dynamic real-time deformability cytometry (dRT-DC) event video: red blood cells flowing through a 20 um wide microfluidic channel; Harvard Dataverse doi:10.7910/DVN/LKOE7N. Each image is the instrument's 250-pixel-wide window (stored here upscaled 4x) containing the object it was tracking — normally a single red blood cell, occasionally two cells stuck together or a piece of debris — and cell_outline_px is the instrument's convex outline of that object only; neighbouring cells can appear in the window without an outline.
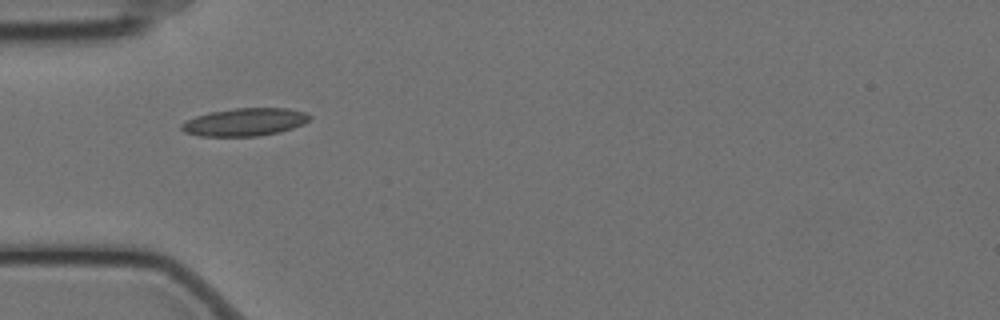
{"species": "Egyptian fruit bat (a non-hibernating species)", "species_latin": "Rousettus aegyptiacus", "temperature_condition": "cold", "stored_images_in_passage": 4, "camera_frame_rate_fps": 3000, "um_per_image_px": 0.085, "animal": {"sex": "female"}, "frame": {"image": 1, "passage_image": 1, "time_ms": 0.0, "image_size_px": [1000, 320], "cell_outline_px": [[312, 120], [304, 124], [280, 132], [260, 136], [200, 136], [184, 132], [180, 128], [180, 124], [184, 120], [208, 112], [236, 108], [288, 108], [308, 112], [312, 116]], "centroid_in_image_um": [20.84, 10.37], "position_along_channel_um": 64.2, "area_um2": 21.15}}
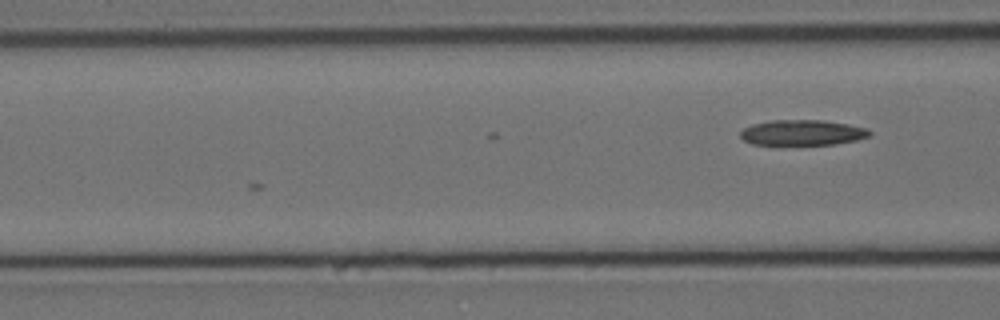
{"frame": {"image": 2, "passage_image": 4, "time_ms": 1.0, "image_size_px": [1000, 320], "cell_outline_px": [[872, 132], [868, 136], [856, 140], [836, 144], [772, 148], [752, 144], [744, 140], [740, 136], [740, 132], [744, 128], [752, 124], [772, 120], [824, 120], [848, 124], [868, 128]], "centroid_in_image_um": [68.13, 11.33], "position_along_channel_um": 98.5, "area_um2": 20.29}}